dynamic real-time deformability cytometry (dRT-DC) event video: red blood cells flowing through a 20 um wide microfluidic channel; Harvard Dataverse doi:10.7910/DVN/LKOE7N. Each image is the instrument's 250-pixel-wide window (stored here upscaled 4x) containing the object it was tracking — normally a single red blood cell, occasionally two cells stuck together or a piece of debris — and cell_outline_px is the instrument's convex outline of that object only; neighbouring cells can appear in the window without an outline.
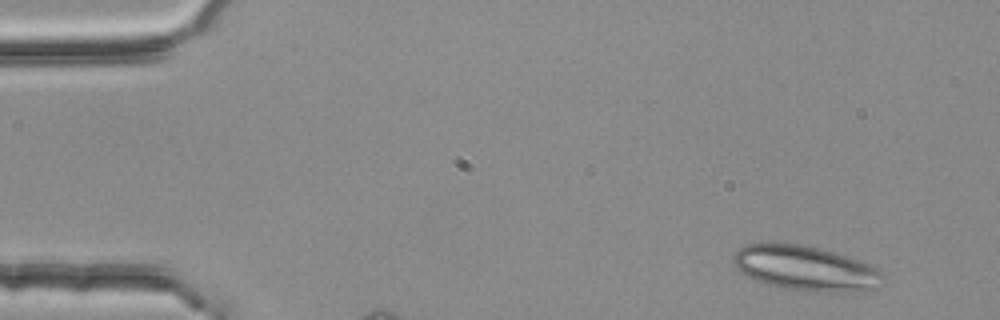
{"species": "common noctule bat (a hibernating species)", "species_latin": "Nyctalus noctula", "temperature_condition": "room temperature", "stored_images_in_passage": 3, "camera_frame_rate_fps": 3000, "um_per_image_px": 0.085, "animal": {"sex": "female", "body_mass_g": 25.1}, "frame": {"image": 1, "passage_image": 1, "time_ms": 0.0, "image_size_px": [1000, 320], "cell_outline_px": [[884, 276], [868, 288], [836, 292], [824, 292], [784, 288], [768, 284], [756, 280], [740, 272], [736, 268], [732, 260], [732, 256], [736, 248], [748, 244], [796, 244], [816, 248], [832, 252], [860, 260], [876, 268]], "centroid_in_image_um": [68.34, 22.78], "position_along_channel_um": 16.7, "area_um2": 37.92}}